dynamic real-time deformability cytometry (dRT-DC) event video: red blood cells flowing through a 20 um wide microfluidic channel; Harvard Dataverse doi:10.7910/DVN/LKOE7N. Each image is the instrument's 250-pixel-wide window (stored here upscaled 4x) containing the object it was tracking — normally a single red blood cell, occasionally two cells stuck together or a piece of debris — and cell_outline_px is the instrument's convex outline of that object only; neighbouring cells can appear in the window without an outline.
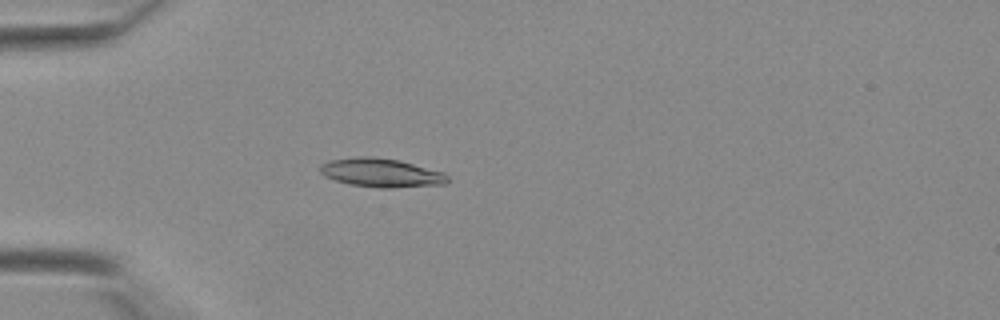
{"species": "Egyptian fruit bat (a non-hibernating species)", "species_latin": "Rousettus aegyptiacus", "temperature_condition": "warm", "stored_images_in_passage": 41, "camera_frame_rate_fps": 3000, "um_per_image_px": 0.085, "animal": {"sex": "female"}, "frame": {"image": 1, "passage_image": 12, "time_ms": 3.667, "image_size_px": [1000, 320], "cell_outline_px": [[448, 180], [444, 184], [392, 188], [380, 188], [352, 184], [336, 180], [324, 176], [320, 172], [320, 164], [332, 160], [360, 156], [368, 156], [400, 160], [444, 172], [448, 176]], "centroid_in_image_um": [32.42, 14.68], "position_along_channel_um": 52.6, "area_um2": 21.21}}
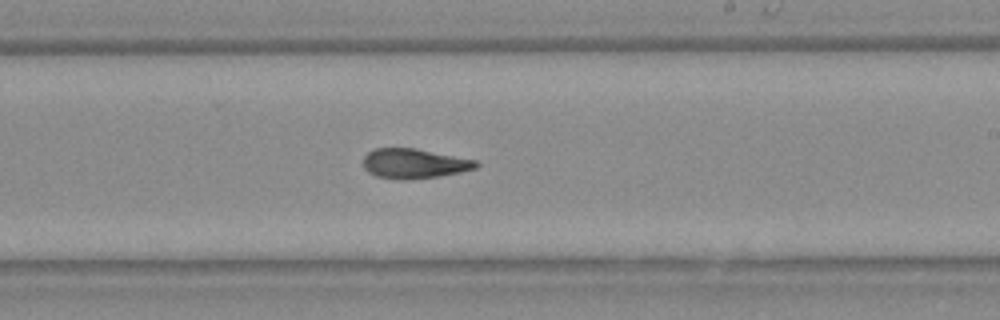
{"frame": {"image": 2, "passage_image": 25, "time_ms": 8.0, "image_size_px": [1000, 320], "cell_outline_px": [[480, 164], [476, 168], [460, 172], [436, 176], [408, 180], [400, 180], [376, 176], [368, 172], [364, 168], [364, 156], [368, 152], [376, 148], [416, 148], [476, 160]], "centroid_in_image_um": [35.19, 13.9], "position_along_channel_um": 253.8, "area_um2": 19.54}}
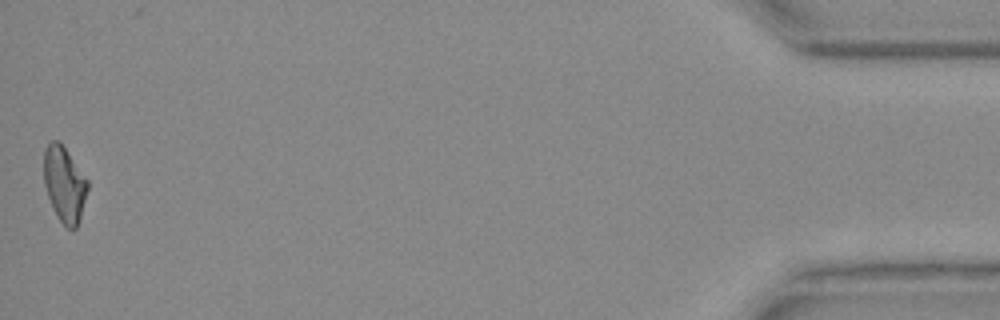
{"frame": {"image": 3, "passage_image": 41, "time_ms": 13.333, "image_size_px": [1000, 320], "cell_outline_px": [[88, 188], [80, 216], [76, 228], [68, 228], [60, 220], [48, 196], [44, 184], [44, 148], [52, 140], [60, 140], [88, 180]], "centroid_in_image_um": [5.47, 15.59], "position_along_channel_um": 429.7, "area_um2": 18.96}}